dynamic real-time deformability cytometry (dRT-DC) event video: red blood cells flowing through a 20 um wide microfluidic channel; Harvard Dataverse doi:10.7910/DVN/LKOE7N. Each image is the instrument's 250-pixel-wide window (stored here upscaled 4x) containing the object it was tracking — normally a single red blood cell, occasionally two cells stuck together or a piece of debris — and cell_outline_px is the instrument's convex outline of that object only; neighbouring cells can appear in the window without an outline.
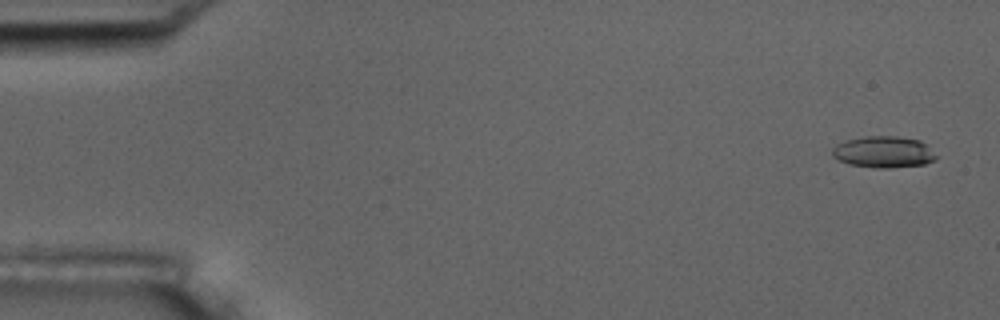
{"species": "common noctule bat (a hibernating species)", "species_latin": "Nyctalus noctula", "temperature_condition": "room temperature", "stored_images_in_passage": 15, "camera_frame_rate_fps": 3000, "um_per_image_px": 0.085, "animal": {"sex": "male", "body_mass_g": 17.5, "forearm_length_mm": 52.3}, "frame": {"image": 1, "passage_image": 1, "time_ms": 0.0, "image_size_px": [1000, 320], "cell_outline_px": [[936, 160], [924, 164], [888, 168], [876, 168], [848, 164], [832, 156], [832, 148], [836, 144], [848, 140], [864, 136], [896, 136], [920, 140], [928, 144], [936, 156]], "centroid_in_image_um": [75.12, 12.91], "position_along_channel_um": 9.9, "area_um2": 19.13}, "authors_computed_cell_mechanics": {"area_um2": 19.8254, "velocity_mm_per_s": 3.6079, "shape_relaxation_time_tau1_ms": 3.1136, "shape_relaxation_time_tau2_ms": 1.3409, "deformation_change_tau1": 0.143, "deformation_change_tau2": 0.0904}}